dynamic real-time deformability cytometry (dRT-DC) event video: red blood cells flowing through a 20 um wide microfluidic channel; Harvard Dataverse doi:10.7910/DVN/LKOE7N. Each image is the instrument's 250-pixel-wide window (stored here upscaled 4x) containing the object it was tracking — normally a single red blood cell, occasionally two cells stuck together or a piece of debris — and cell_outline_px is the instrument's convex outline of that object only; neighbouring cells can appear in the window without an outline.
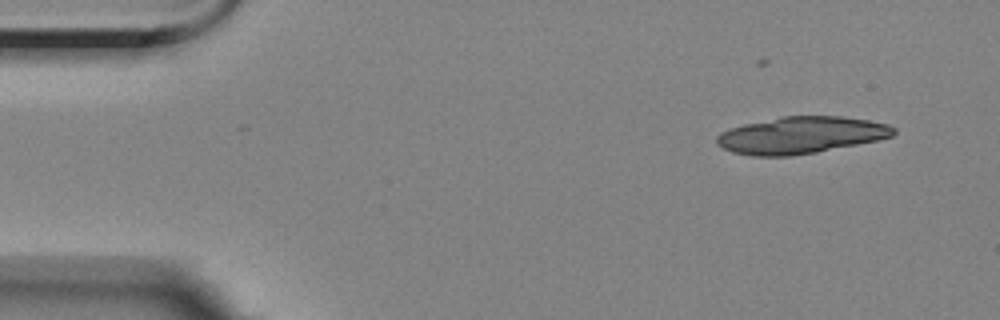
{"species": "Egyptian fruit bat (a non-hibernating species)", "species_latin": "Rousettus aegyptiacus", "temperature_condition": "room temperature", "stored_images_in_passage": 8, "camera_frame_rate_fps": 3000, "um_per_image_px": 0.085, "animal": {"sex": "female"}, "frame": {"image": 1, "passage_image": 1, "time_ms": 0.0, "image_size_px": [1000, 320], "cell_outline_px": [[896, 132], [892, 136], [876, 140], [816, 152], [792, 156], [752, 156], [732, 152], [716, 144], [716, 136], [720, 132], [744, 124], [784, 116], [840, 116], [868, 120], [888, 124], [896, 128]], "centroid_in_image_um": [68.06, 11.49], "position_along_channel_um": 16.9, "area_um2": 37.8}}
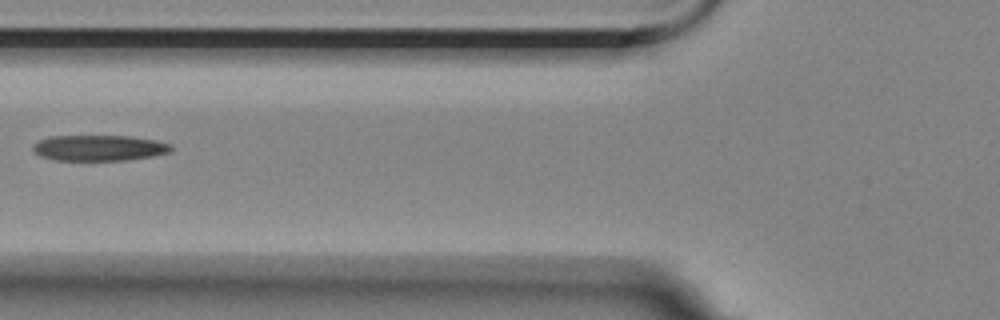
{"frame": {"image": 2, "passage_image": 6, "time_ms": 5.667, "image_size_px": [1000, 320], "cell_outline_px": [[172, 152], [152, 156], [124, 160], [56, 160], [40, 156], [32, 152], [32, 144], [48, 136], [128, 136], [156, 140], [172, 144]], "centroid_in_image_um": [8.4, 12.57], "position_along_channel_um": 117.4, "area_um2": 20.87}}
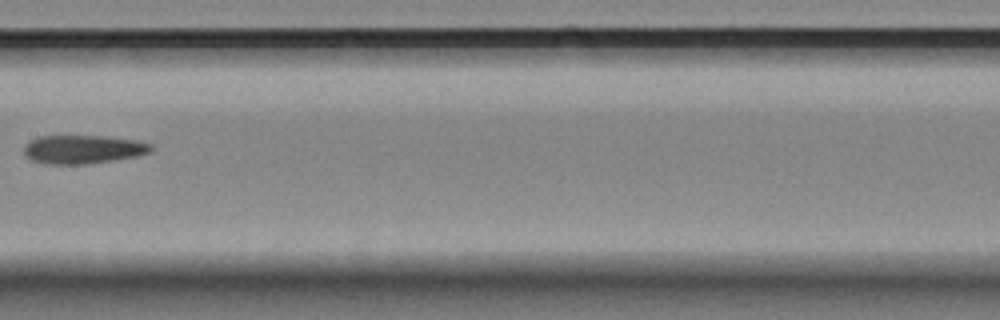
{"frame": {"image": 3, "passage_image": 8, "time_ms": 8.0, "image_size_px": [1000, 320], "cell_outline_px": [[152, 152], [136, 156], [88, 164], [44, 164], [32, 160], [24, 152], [24, 144], [28, 140], [40, 136], [108, 136], [140, 140], [152, 144]], "centroid_in_image_um": [7.08, 12.68], "position_along_channel_um": 200.3, "area_um2": 21.39}}